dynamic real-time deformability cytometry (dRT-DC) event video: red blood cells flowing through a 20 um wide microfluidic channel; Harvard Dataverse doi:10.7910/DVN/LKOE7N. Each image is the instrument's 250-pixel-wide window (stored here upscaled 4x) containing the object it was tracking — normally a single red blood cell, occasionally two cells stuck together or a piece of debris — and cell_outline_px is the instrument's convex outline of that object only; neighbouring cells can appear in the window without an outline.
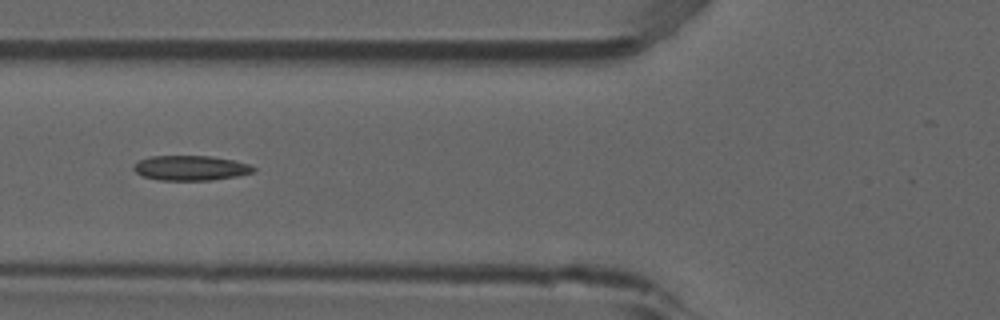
{"species": "common noctule bat (a hibernating species)", "species_latin": "Nyctalus noctula", "temperature_condition": "room temperature", "stored_images_in_passage": 6, "camera_frame_rate_fps": 3000, "um_per_image_px": 0.085, "animal": {"sex": "male", "forearm_length_mm": 52.5}, "frame": {"image": 1, "passage_image": 3, "time_ms": 0.667, "image_size_px": [1000, 320], "cell_outline_px": [[256, 168], [252, 172], [236, 176], [212, 180], [160, 180], [144, 176], [136, 172], [132, 168], [140, 160], [152, 156], [212, 156], [232, 160], [248, 164]], "centroid_in_image_um": [16.21, 14.28], "position_along_channel_um": 109.6, "area_um2": 17.11}}
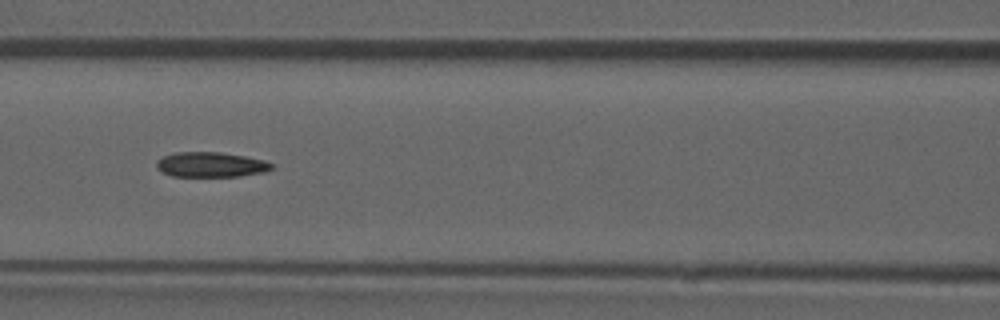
{"frame": {"image": 2, "passage_image": 4, "time_ms": 1.0, "image_size_px": [1000, 320], "cell_outline_px": [[276, 164], [272, 168], [264, 172], [240, 176], [172, 176], [156, 168], [156, 160], [164, 156], [176, 152], [220, 152], [244, 156], [264, 160]], "centroid_in_image_um": [17.94, 13.99], "position_along_channel_um": 148.7, "area_um2": 16.76}}